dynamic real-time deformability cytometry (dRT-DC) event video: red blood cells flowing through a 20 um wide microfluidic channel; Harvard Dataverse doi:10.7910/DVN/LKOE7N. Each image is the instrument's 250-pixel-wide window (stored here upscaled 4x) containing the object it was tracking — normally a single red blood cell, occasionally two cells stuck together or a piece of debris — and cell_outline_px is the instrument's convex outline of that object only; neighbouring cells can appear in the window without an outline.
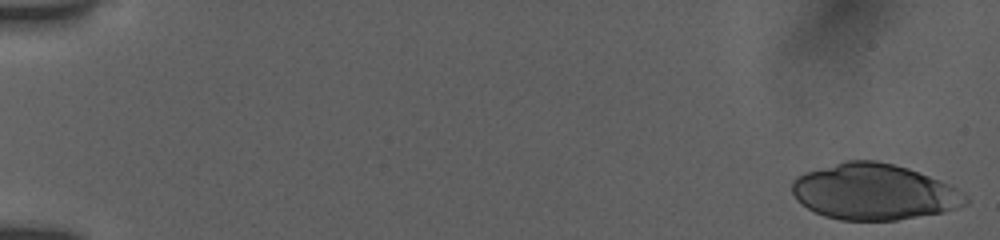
{"species": "human", "species_latin": "Homo sapiens", "temperature_condition": "room temperature", "stored_images_in_passage": 52, "camera_frame_rate_fps": 3000, "um_per_image_px": 0.085, "donor": {"sex": "female"}, "frame": {"image": 1, "passage_image": 1, "time_ms": 0.0, "image_size_px": [1000, 240], "cell_outline_px": [[968, 204], [956, 208], [940, 212], [896, 220], [840, 220], [824, 216], [808, 208], [796, 200], [792, 192], [792, 180], [796, 176], [804, 172], [848, 160], [876, 160], [908, 168], [940, 180], [964, 192], [968, 196]], "centroid_in_image_um": [74.28, 16.3], "position_along_channel_um": 10.7, "area_um2": 56.53}}
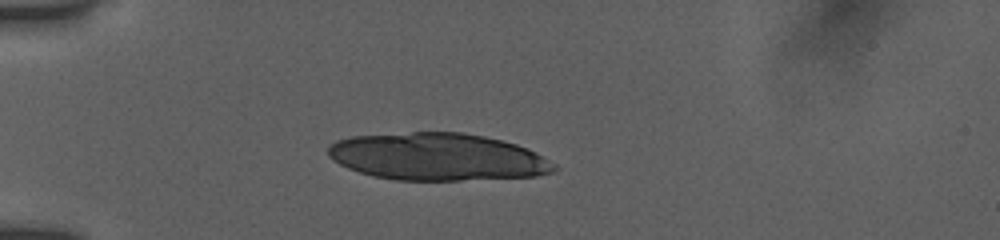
{"frame": {"image": 2, "passage_image": 15, "time_ms": 4.667, "image_size_px": [1000, 240], "cell_outline_px": [[556, 172], [536, 176], [460, 180], [396, 180], [372, 176], [348, 168], [332, 160], [328, 156], [328, 148], [336, 140], [352, 136], [412, 132], [464, 132], [484, 136], [516, 144], [528, 148], [536, 152], [556, 164]], "centroid_in_image_um": [37.2, 13.33], "position_along_channel_um": 47.8, "area_um2": 62.48}}